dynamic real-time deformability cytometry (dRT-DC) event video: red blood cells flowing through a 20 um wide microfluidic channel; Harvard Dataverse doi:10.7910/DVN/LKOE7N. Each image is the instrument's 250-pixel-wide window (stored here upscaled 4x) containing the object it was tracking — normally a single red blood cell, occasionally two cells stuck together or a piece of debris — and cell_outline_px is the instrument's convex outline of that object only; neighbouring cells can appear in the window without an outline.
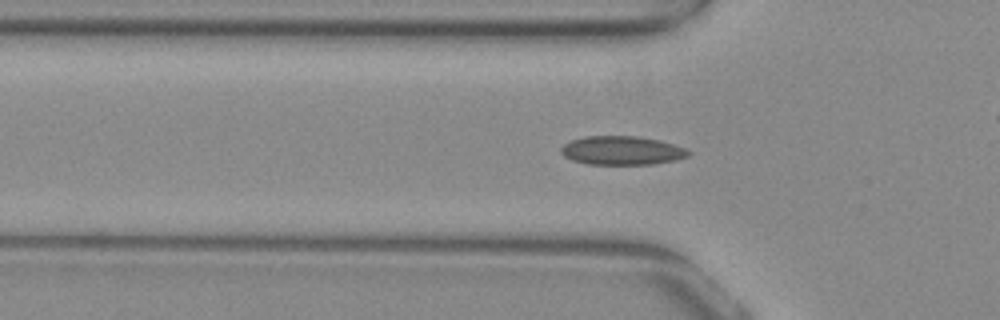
{"species": "common noctule bat (a hibernating species)", "species_latin": "Nyctalus noctula", "temperature_condition": "warm", "stored_images_in_passage": 53, "camera_frame_rate_fps": 3000, "um_per_image_px": 0.085, "animal": {"sex": "female", "body_mass_g": 29.2, "forearm_length_mm": 56.3}, "frame": {"image": 1, "passage_image": 16, "time_ms": 5.0, "image_size_px": [1000, 320], "cell_outline_px": [[692, 152], [688, 156], [676, 160], [652, 164], [588, 164], [572, 160], [564, 156], [560, 152], [560, 148], [564, 144], [572, 140], [584, 136], [636, 136], [660, 140], [684, 148]], "centroid_in_image_um": [52.85, 12.79], "position_along_channel_um": 73.0, "area_um2": 21.33}}
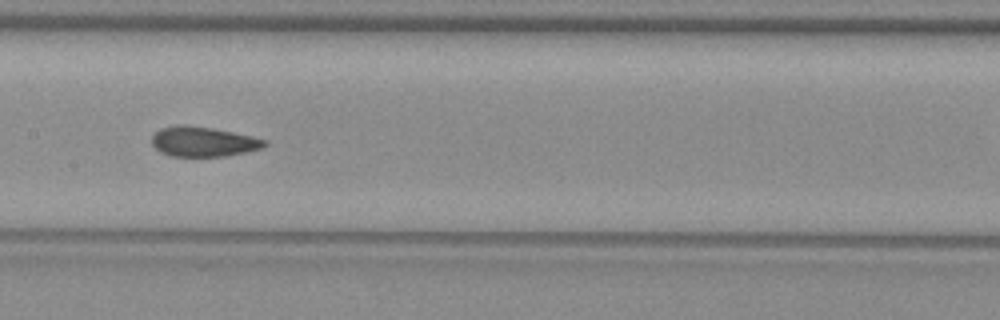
{"frame": {"image": 2, "passage_image": 25, "time_ms": 8.0, "image_size_px": [1000, 320], "cell_outline_px": [[268, 144], [264, 148], [224, 156], [172, 156], [160, 152], [152, 144], [152, 136], [160, 128], [180, 124], [184, 124], [212, 128], [252, 136], [268, 140]], "centroid_in_image_um": [17.29, 12.03], "position_along_channel_um": 190.1, "area_um2": 19.65}}
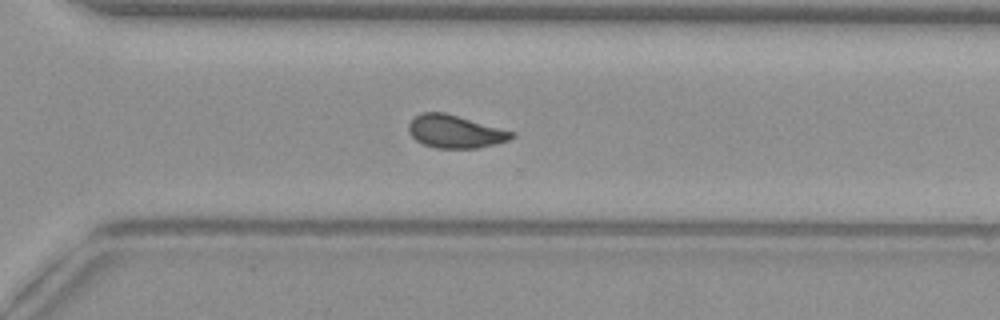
{"frame": {"image": 3, "passage_image": 36, "time_ms": 11.667, "image_size_px": [1000, 320], "cell_outline_px": [[516, 136], [508, 140], [476, 148], [436, 148], [424, 144], [416, 140], [408, 132], [408, 124], [412, 116], [420, 112], [444, 112], [516, 132]], "centroid_in_image_um": [38.65, 11.16], "position_along_channel_um": 332.0, "area_um2": 19.83}, "authors_computed_cell_mechanics": {"area_um2": 20.1722, "velocity_mm_per_s": 3.8749, "shape_relaxation_time_tau1_ms": null, "shape_relaxation_time_tau2_ms": 1.4386, "deformation_change_tau1": null, "deformation_change_tau2": 0.0637}}